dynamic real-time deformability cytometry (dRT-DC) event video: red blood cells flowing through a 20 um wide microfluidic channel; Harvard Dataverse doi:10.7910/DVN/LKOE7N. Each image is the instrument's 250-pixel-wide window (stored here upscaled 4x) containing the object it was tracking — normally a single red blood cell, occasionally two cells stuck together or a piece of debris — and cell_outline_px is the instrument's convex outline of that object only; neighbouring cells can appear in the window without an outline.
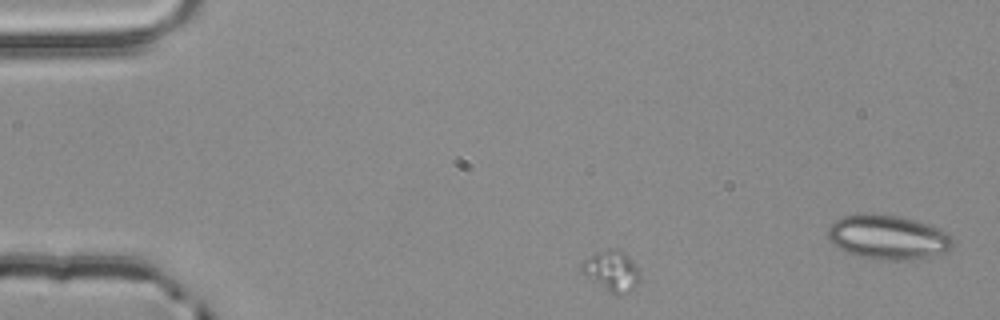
{"species": "common noctule bat (a hibernating species)", "species_latin": "Nyctalus noctula", "temperature_condition": "room temperature", "stored_images_in_passage": 7, "segment_of_instrument_passage": [1, 2], "camera_frame_rate_fps": 3000, "um_per_image_px": 0.085, "animal": {"sex": "male", "body_mass_g": 20.4}, "frame": {"image": 1, "passage_image": 2, "time_ms": 0.333, "image_size_px": [1000, 320], "cell_outline_px": [[640, 280], [628, 292], [620, 296], [616, 296], [608, 292], [580, 272], [580, 264], [584, 260], [596, 252], [608, 248], [616, 248], [624, 252], [636, 264], [640, 272]], "centroid_in_image_um": [51.99, 23.03], "position_along_channel_um": 33.0, "area_um2": 14.05}}